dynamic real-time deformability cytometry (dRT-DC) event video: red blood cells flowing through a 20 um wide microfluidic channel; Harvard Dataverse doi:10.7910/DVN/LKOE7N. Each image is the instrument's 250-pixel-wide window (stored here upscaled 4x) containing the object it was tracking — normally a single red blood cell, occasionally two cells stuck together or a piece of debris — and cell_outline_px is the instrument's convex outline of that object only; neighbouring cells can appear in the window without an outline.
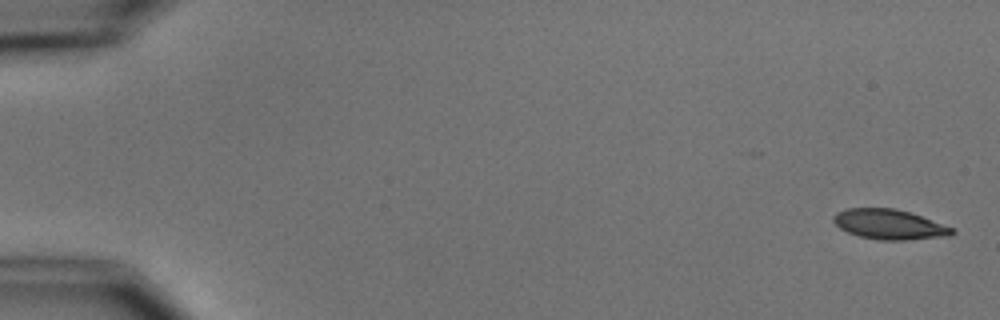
{"species": "common noctule bat (a hibernating species)", "species_latin": "Nyctalus noctula", "temperature_condition": "cold", "stored_images_in_passage": 6, "camera_frame_rate_fps": 3000, "um_per_image_px": 0.085, "animal": {"sex": "male", "body_mass_g": 15.6}, "frame": {"image": 1, "passage_image": 1, "time_ms": 0.0, "image_size_px": [1000, 320], "cell_outline_px": [[956, 232], [948, 236], [908, 240], [880, 240], [860, 236], [848, 232], [840, 228], [832, 220], [832, 216], [836, 212], [848, 208], [896, 208], [920, 216], [952, 228]], "centroid_in_image_um": [75.55, 19.07], "position_along_channel_um": 9.4, "area_um2": 20.52}}